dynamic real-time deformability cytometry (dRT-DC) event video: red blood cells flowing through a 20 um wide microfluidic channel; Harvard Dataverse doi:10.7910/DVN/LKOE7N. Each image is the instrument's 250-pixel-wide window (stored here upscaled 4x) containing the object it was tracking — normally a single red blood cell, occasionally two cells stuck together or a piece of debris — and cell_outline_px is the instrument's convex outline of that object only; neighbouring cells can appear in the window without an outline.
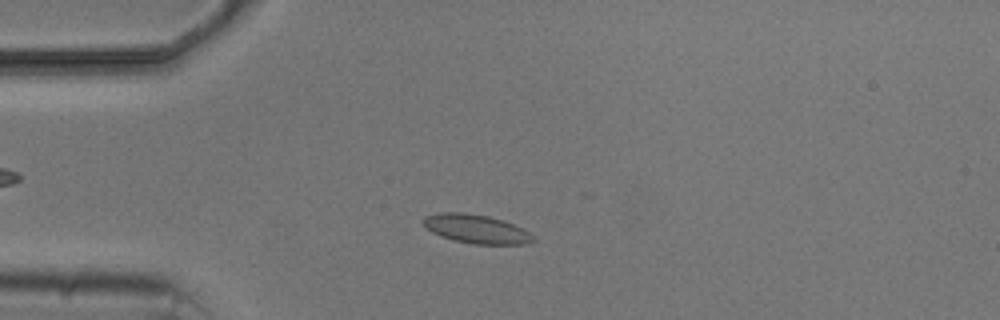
{"species": "common noctule bat (a hibernating species)", "species_latin": "Nyctalus noctula", "temperature_condition": "cold", "stored_images_in_passage": 2, "camera_frame_rate_fps": 3000, "um_per_image_px": 0.085, "animal": {"sex": "male", "body_mass_g": 20.5, "forearm_length_mm": 52.5}, "frame": {"image": 1, "passage_image": 2, "time_ms": 1.333, "image_size_px": [1000, 320], "cell_outline_px": [[536, 240], [524, 244], [472, 244], [440, 236], [432, 232], [424, 224], [424, 216], [440, 212], [464, 212], [488, 216], [524, 228]], "centroid_in_image_um": [40.48, 19.46], "position_along_channel_um": 44.5, "area_um2": 18.21}}